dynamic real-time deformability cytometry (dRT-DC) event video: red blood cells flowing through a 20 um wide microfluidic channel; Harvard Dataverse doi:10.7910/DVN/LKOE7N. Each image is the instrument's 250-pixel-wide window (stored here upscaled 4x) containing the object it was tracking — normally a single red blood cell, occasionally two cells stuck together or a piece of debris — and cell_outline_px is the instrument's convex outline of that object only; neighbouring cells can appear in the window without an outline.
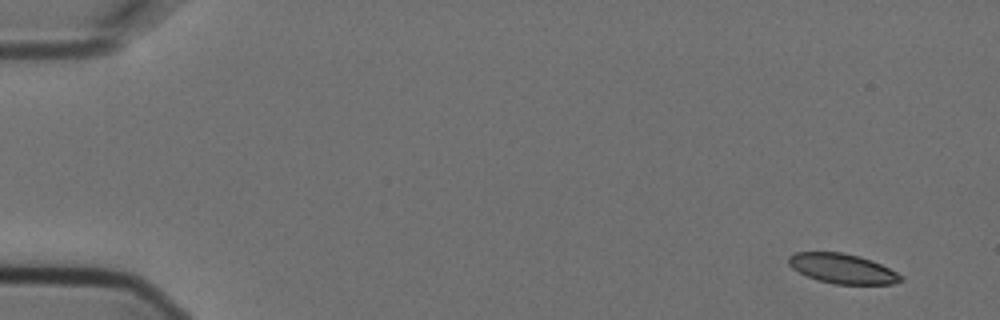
{"species": "Egyptian fruit bat (a non-hibernating species)", "species_latin": "Rousettus aegyptiacus", "temperature_condition": "cold", "stored_images_in_passage": 5, "camera_frame_rate_fps": 3000, "um_per_image_px": 0.085, "animal": {"sex": "female"}, "frame": {"image": 1, "passage_image": 1, "time_ms": 0.0, "image_size_px": [1000, 320], "cell_outline_px": [[904, 280], [892, 284], [836, 284], [816, 280], [792, 268], [788, 264], [788, 256], [796, 252], [844, 252], [860, 256], [872, 260], [896, 272]], "centroid_in_image_um": [71.58, 22.82], "position_along_channel_um": 13.4, "area_um2": 19.42}}
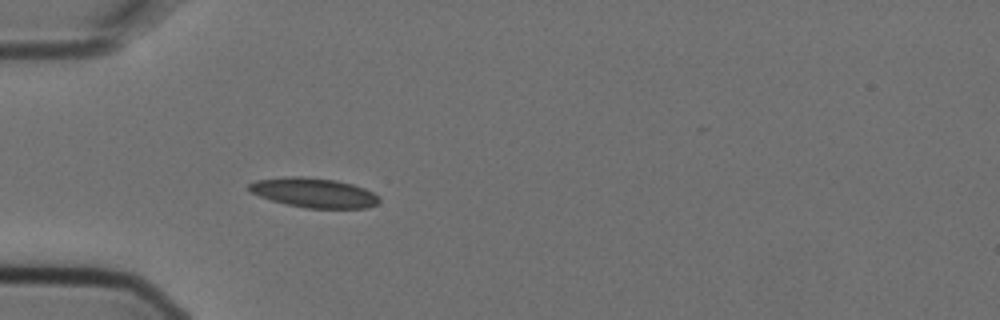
{"frame": {"image": 2, "passage_image": 5, "time_ms": 1.333, "image_size_px": [1000, 320], "cell_outline_px": [[380, 200], [376, 204], [368, 208], [304, 208], [272, 200], [260, 196], [252, 192], [248, 188], [248, 184], [256, 180], [292, 176], [300, 176], [336, 180], [352, 184], [364, 188], [380, 196]], "centroid_in_image_um": [26.71, 16.38], "position_along_channel_um": 58.3, "area_um2": 22.31}}